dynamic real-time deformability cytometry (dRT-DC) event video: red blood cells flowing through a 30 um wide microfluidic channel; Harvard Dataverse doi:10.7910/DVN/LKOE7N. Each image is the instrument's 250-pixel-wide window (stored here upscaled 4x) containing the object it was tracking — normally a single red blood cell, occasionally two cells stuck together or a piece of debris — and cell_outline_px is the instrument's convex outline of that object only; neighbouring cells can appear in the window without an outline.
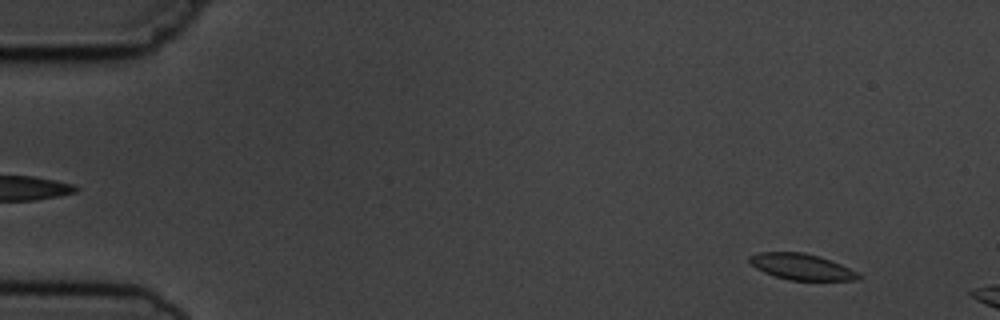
{"species": "common noctule bat (a hibernating species)", "species_latin": "Nyctalus noctula", "temperature_condition": "cold", "stored_images_in_passage": 4, "camera_frame_rate_fps": 3000, "um_per_image_px": 0.085, "animal": {"sex": "male", "body_mass_g": 19.5, "forearm_length_mm": 54.6}, "frame": {"image": 1, "passage_image": 4, "time_ms": 4.333, "image_size_px": [1000, 320], "cell_outline_px": [[864, 276], [856, 280], [788, 280], [764, 272], [756, 268], [748, 260], [748, 256], [756, 252], [804, 252], [820, 256], [840, 264]], "centroid_in_image_um": [68.1, 22.66], "position_along_channel_um": 16.9, "area_um2": 16.53}}